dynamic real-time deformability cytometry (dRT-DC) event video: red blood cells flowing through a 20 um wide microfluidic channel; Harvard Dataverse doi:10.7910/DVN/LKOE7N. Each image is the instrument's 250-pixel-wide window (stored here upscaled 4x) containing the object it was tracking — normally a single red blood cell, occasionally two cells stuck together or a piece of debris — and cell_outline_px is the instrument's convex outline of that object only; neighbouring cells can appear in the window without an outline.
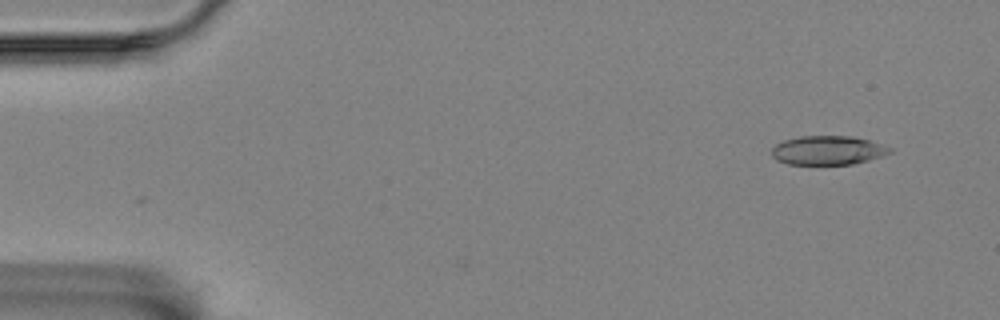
{"species": "Egyptian fruit bat (a non-hibernating species)", "species_latin": "Rousettus aegyptiacus", "temperature_condition": "room temperature", "stored_images_in_passage": 3, "camera_frame_rate_fps": 3000, "um_per_image_px": 0.085, "animal": {"sex": "female"}, "frame": {"image": 1, "passage_image": 1, "time_ms": 0.0, "image_size_px": [1000, 320], "cell_outline_px": [[892, 152], [868, 160], [852, 164], [788, 164], [776, 160], [772, 156], [772, 148], [776, 144], [784, 140], [800, 136], [852, 136], [868, 140], [892, 148]], "centroid_in_image_um": [70.34, 12.77], "position_along_channel_um": 14.7, "area_um2": 19.83}}